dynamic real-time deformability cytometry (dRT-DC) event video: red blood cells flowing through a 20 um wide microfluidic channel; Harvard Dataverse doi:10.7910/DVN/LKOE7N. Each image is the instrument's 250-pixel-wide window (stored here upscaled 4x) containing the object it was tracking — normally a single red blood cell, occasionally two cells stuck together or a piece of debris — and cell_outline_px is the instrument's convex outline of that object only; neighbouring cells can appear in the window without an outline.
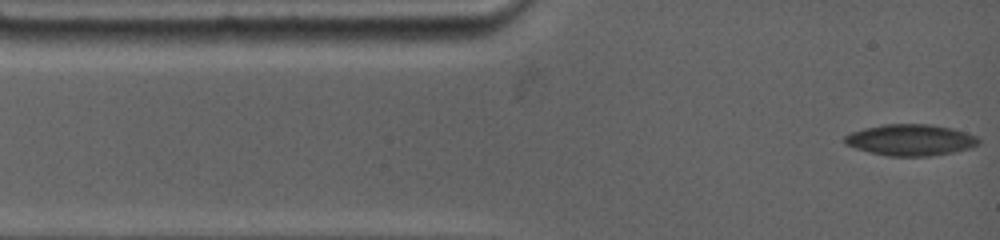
{"species": "common noctule bat (a hibernating species)", "species_latin": "Nyctalus noctula", "temperature_condition": "warm", "stored_images_in_passage": 6, "camera_frame_rate_fps": 4500, "um_per_image_px": 0.085, "animal": {"sex": "female", "body_mass_g": 19.0, "forearm_length_mm": 53.3}, "frame": {"image": 1, "passage_image": 1, "time_ms": 0.0, "image_size_px": [1000, 240], "cell_outline_px": [[980, 144], [972, 148], [952, 152], [928, 156], [888, 156], [868, 152], [844, 144], [844, 136], [852, 132], [864, 128], [884, 124], [928, 124], [952, 128], [976, 136], [980, 140]], "centroid_in_image_um": [77.39, 11.9], "position_along_channel_um": 7.6, "area_um2": 24.45}}
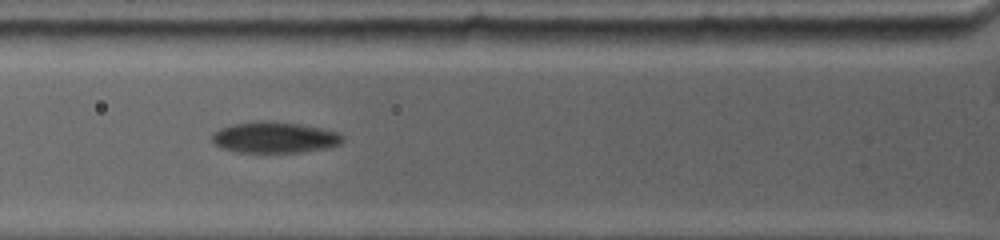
{"frame": {"image": 2, "passage_image": 5, "time_ms": 3.778, "image_size_px": [1000, 240], "cell_outline_px": [[344, 140], [340, 144], [324, 148], [300, 152], [236, 152], [220, 148], [212, 140], [212, 132], [220, 128], [232, 124], [256, 120], [272, 120], [320, 128], [340, 132], [344, 136]], "centroid_in_image_um": [23.31, 11.67], "position_along_channel_um": 102.5, "area_um2": 23.81}}
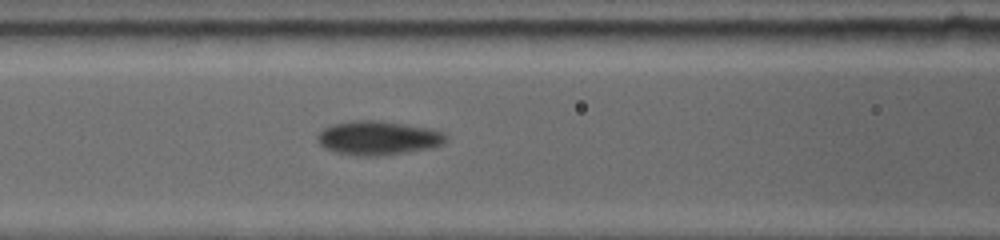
{"frame": {"image": 3, "passage_image": 6, "time_ms": 4.667, "image_size_px": [1000, 240], "cell_outline_px": [[448, 136], [440, 144], [432, 148], [384, 156], [356, 156], [332, 152], [324, 148], [316, 140], [316, 136], [324, 128], [332, 124], [352, 120], [380, 120], [432, 128], [444, 132]], "centroid_in_image_um": [32.11, 11.73], "position_along_channel_um": 134.5, "area_um2": 25.95}}